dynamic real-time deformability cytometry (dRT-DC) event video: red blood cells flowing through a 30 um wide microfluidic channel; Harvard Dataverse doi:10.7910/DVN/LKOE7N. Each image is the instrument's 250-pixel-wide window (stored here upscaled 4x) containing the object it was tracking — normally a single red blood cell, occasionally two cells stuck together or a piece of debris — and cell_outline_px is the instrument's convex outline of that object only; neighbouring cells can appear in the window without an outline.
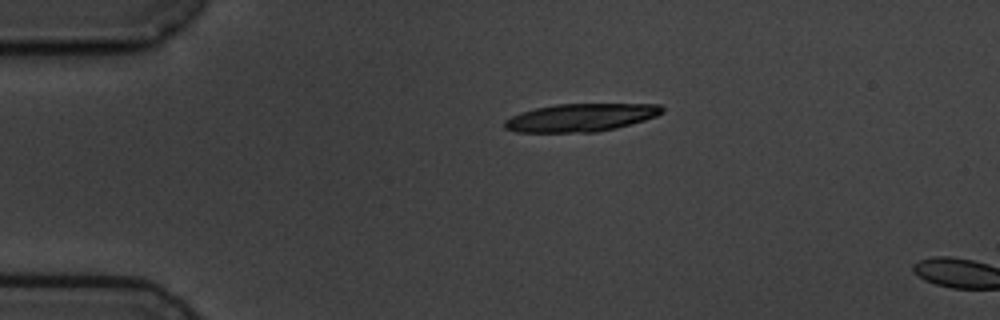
{"species": "common noctule bat (a hibernating species)", "species_latin": "Nyctalus noctula", "temperature_condition": "cold", "stored_images_in_passage": 2, "camera_frame_rate_fps": 3000, "um_per_image_px": 0.085, "animal": {"sex": "male", "body_mass_g": 19.5, "forearm_length_mm": 54.6}, "frame": {"image": 1, "passage_image": 1, "time_ms": 0.0, "image_size_px": [1000, 320], "cell_outline_px": [[664, 112], [656, 116], [644, 120], [616, 128], [596, 132], [516, 132], [504, 128], [504, 120], [520, 112], [536, 108], [556, 104], [660, 104], [664, 108]], "centroid_in_image_um": [49.36, 9.99], "position_along_channel_um": 35.6, "area_um2": 25.61}}